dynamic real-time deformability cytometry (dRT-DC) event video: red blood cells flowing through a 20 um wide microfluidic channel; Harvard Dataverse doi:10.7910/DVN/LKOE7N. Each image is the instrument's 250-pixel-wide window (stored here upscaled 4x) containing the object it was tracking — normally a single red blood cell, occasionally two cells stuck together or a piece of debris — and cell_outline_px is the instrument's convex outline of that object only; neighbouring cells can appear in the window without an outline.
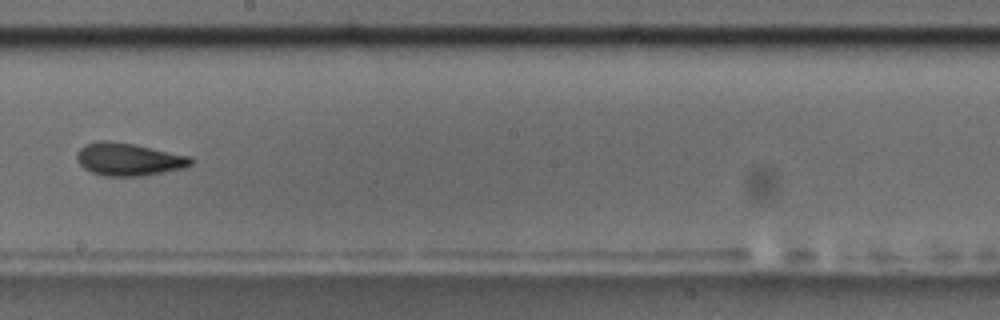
{"species": "common noctule bat (a hibernating species)", "species_latin": "Nyctalus noctula", "temperature_condition": "room temperature", "stored_images_in_passage": 12, "camera_frame_rate_fps": 3000, "um_per_image_px": 0.085, "animal": {"sex": "male", "body_mass_g": 17.5, "forearm_length_mm": 52.3}, "frame": {"image": 1, "passage_image": 6, "time_ms": 6.667, "image_size_px": [1000, 320], "cell_outline_px": [[196, 160], [192, 164], [184, 168], [144, 176], [104, 176], [92, 172], [84, 168], [80, 164], [76, 156], [76, 152], [84, 144], [96, 140], [108, 140], [132, 144], [192, 156]], "centroid_in_image_um": [10.95, 13.54], "position_along_channel_um": 237.3, "area_um2": 21.96}}
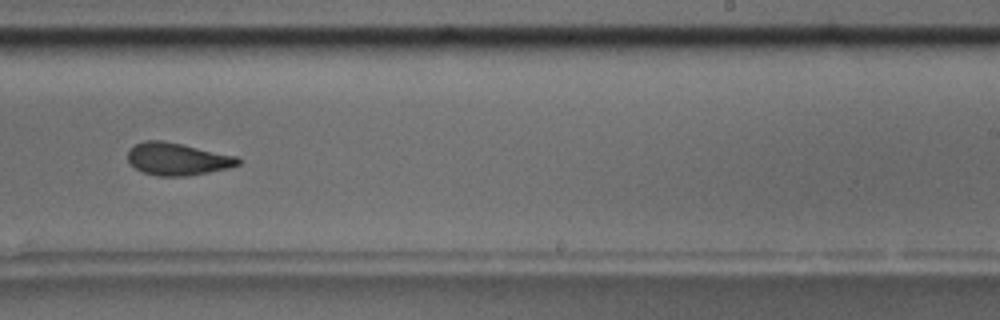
{"frame": {"image": 2, "passage_image": 7, "time_ms": 7.667, "image_size_px": [1000, 320], "cell_outline_px": [[244, 160], [240, 164], [228, 168], [188, 176], [156, 176], [144, 172], [136, 168], [128, 160], [128, 152], [136, 144], [144, 140], [164, 140], [236, 156]], "centroid_in_image_um": [15.11, 13.51], "position_along_channel_um": 273.9, "area_um2": 20.75}, "authors_computed_cell_mechanics": {"area_um2": 21.3282, "velocity_mm_per_s": 3.664, "shape_relaxation_time_tau1_ms": 5.3444, "shape_relaxation_time_tau2_ms": 1.6961, "deformation_change_tau1": 0.1533, "deformation_change_tau2": 0.0693}}